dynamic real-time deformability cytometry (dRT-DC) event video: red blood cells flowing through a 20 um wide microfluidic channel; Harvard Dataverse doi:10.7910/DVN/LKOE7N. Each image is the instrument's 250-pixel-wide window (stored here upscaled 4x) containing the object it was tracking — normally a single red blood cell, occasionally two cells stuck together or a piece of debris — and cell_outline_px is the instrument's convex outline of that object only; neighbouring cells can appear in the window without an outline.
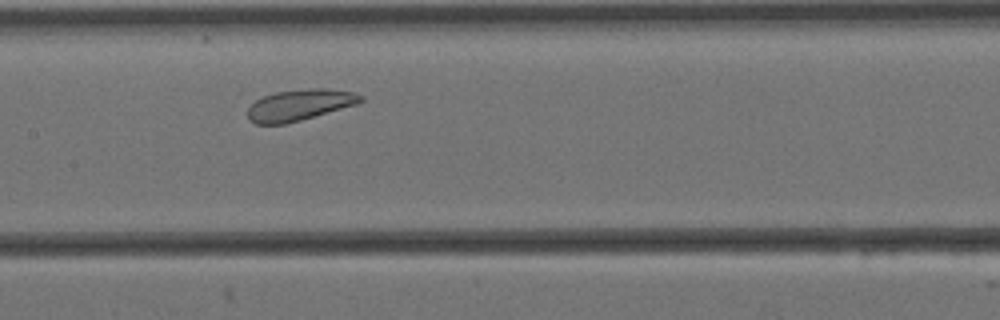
{"species": "Egyptian fruit bat (a non-hibernating species)", "species_latin": "Rousettus aegyptiacus", "temperature_condition": "cold", "stored_images_in_passage": 5, "camera_frame_rate_fps": 3000, "um_per_image_px": 0.085, "animal": {"sex": "female"}, "frame": {"image": 1, "passage_image": 5, "time_ms": 1.333, "image_size_px": [1000, 320], "cell_outline_px": [[364, 100], [360, 104], [300, 120], [284, 124], [256, 124], [248, 120], [248, 108], [256, 100], [264, 96], [276, 92], [308, 88], [328, 88], [352, 92], [364, 96]], "centroid_in_image_um": [25.51, 8.92], "position_along_channel_um": 181.9, "area_um2": 20.63}}